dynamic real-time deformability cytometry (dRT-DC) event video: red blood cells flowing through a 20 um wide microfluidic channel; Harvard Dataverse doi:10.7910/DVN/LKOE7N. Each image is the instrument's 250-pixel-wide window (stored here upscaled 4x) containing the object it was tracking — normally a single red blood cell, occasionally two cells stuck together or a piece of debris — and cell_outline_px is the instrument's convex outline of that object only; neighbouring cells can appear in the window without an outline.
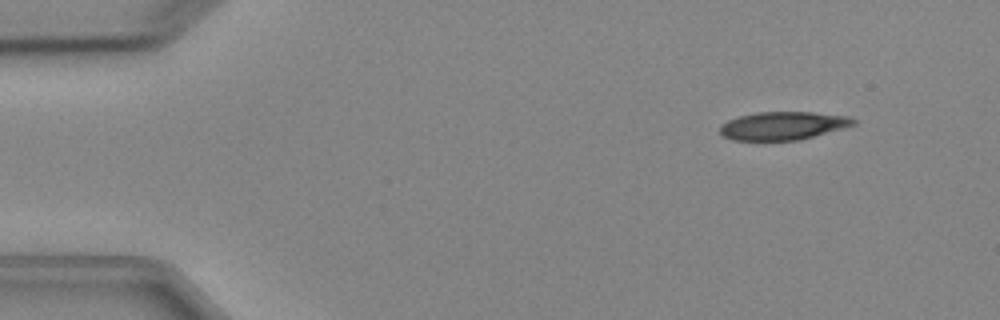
{"species": "Egyptian fruit bat (a non-hibernating species)", "species_latin": "Rousettus aegyptiacus", "temperature_condition": "cold", "stored_images_in_passage": 6, "camera_frame_rate_fps": 3000, "um_per_image_px": 0.085, "animal": {"sex": "female"}, "frame": {"image": 1, "passage_image": 2, "time_ms": 1.0, "image_size_px": [1000, 320], "cell_outline_px": [[856, 124], [800, 140], [732, 140], [724, 136], [720, 132], [720, 124], [728, 120], [740, 116], [756, 112], [812, 112], [848, 116], [856, 120]], "centroid_in_image_um": [66.54, 10.68], "position_along_channel_um": 18.5, "area_um2": 21.79}}